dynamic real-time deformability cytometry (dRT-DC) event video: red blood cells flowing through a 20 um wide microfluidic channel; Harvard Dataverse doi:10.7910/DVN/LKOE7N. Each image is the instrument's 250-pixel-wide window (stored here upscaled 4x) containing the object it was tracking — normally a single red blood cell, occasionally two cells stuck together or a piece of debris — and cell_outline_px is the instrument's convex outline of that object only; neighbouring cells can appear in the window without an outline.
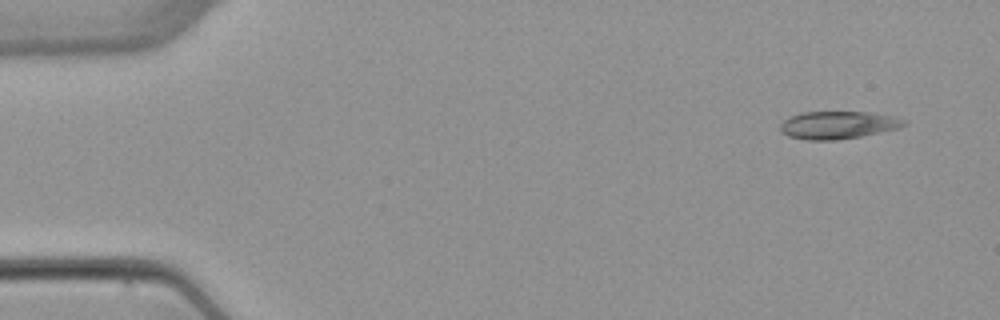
{"species": "common noctule bat (a hibernating species)", "species_latin": "Nyctalus noctula", "temperature_condition": "warm", "stored_images_in_passage": 4, "camera_frame_rate_fps": 3000, "um_per_image_px": 0.085, "animal": {"sex": "female", "body_mass_g": 22.7, "forearm_length_mm": 54.2}, "frame": {"image": 1, "passage_image": 1, "time_ms": 0.0, "image_size_px": [1000, 320], "cell_outline_px": [[908, 124], [900, 128], [860, 136], [836, 140], [804, 140], [788, 136], [780, 132], [780, 124], [784, 120], [792, 116], [804, 112], [868, 112], [896, 116], [908, 120]], "centroid_in_image_um": [71.27, 10.63], "position_along_channel_um": 13.7, "area_um2": 20.11}}
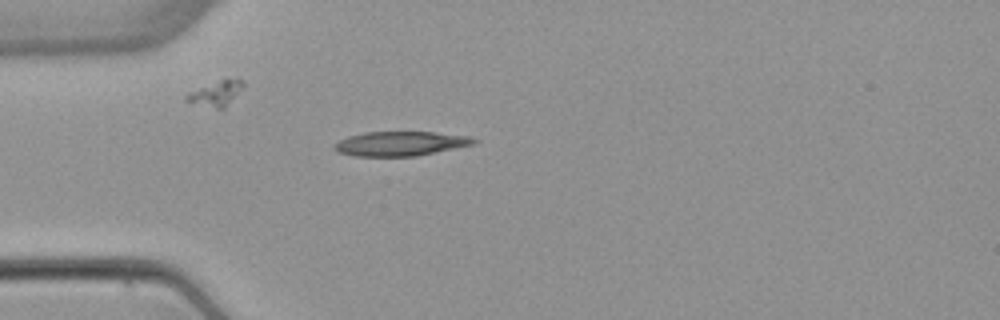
{"frame": {"image": 2, "passage_image": 4, "time_ms": 3.667, "image_size_px": [1000, 320], "cell_outline_px": [[480, 140], [476, 144], [416, 156], [356, 156], [340, 152], [332, 148], [332, 144], [348, 136], [364, 132], [436, 132], [468, 136]], "centroid_in_image_um": [34.06, 12.2], "position_along_channel_um": 50.9, "area_um2": 19.94}}